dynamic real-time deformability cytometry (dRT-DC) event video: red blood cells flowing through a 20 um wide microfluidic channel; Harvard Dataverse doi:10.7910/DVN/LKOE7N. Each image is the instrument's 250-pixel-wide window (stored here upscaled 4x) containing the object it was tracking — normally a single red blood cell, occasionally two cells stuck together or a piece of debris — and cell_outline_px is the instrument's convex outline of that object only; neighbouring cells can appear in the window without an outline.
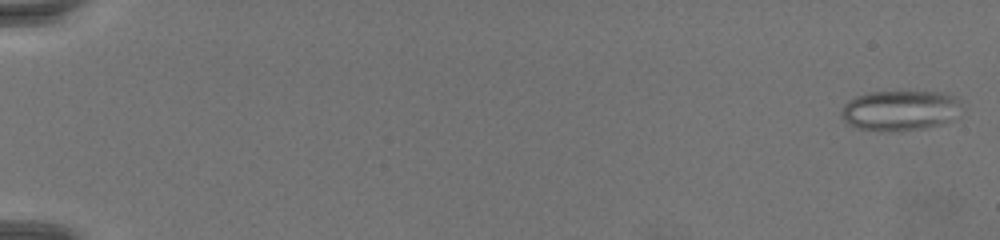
{"species": "common noctule bat (a hibernating species)", "species_latin": "Nyctalus noctula", "temperature_condition": "warm", "stored_images_in_passage": 71, "camera_frame_rate_fps": 3000, "um_per_image_px": 0.085, "animal": {"sex": "female", "body_mass_g": 19.5, "forearm_length_mm": 54.1}, "frame": {"image": 1, "passage_image": 2, "time_ms": 0.333, "image_size_px": [1000, 240], "cell_outline_px": [[964, 108], [960, 116], [944, 124], [924, 128], [896, 132], [880, 132], [856, 128], [848, 124], [840, 116], [840, 108], [848, 100], [856, 96], [868, 92], [940, 92], [956, 96], [960, 100]], "centroid_in_image_um": [76.54, 9.41], "position_along_channel_um": 8.5, "area_um2": 29.25}}
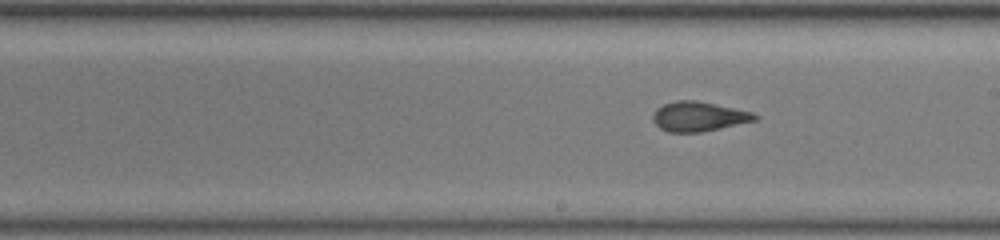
{"frame": {"image": 2, "passage_image": 43, "time_ms": 14.0, "image_size_px": [1000, 240], "cell_outline_px": [[760, 116], [756, 120], [720, 128], [700, 132], [668, 132], [660, 128], [652, 120], [652, 116], [656, 108], [664, 104], [676, 100], [696, 100], [752, 112]], "centroid_in_image_um": [59.36, 9.9], "position_along_channel_um": 229.6, "area_um2": 17.51}}
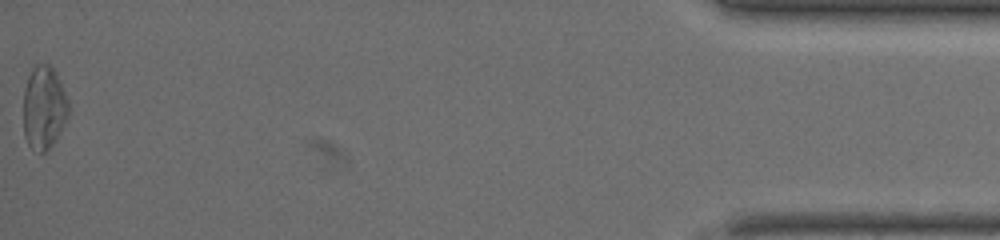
{"frame": {"image": 3, "passage_image": 71, "time_ms": 23.333, "image_size_px": [1000, 240], "cell_outline_px": [[68, 116], [56, 140], [44, 152], [40, 152], [32, 148], [28, 144], [24, 136], [24, 88], [28, 76], [32, 68], [36, 64], [48, 64], [56, 72], [68, 100]], "centroid_in_image_um": [3.73, 9.14], "position_along_channel_um": 431.5, "area_um2": 21.79}}